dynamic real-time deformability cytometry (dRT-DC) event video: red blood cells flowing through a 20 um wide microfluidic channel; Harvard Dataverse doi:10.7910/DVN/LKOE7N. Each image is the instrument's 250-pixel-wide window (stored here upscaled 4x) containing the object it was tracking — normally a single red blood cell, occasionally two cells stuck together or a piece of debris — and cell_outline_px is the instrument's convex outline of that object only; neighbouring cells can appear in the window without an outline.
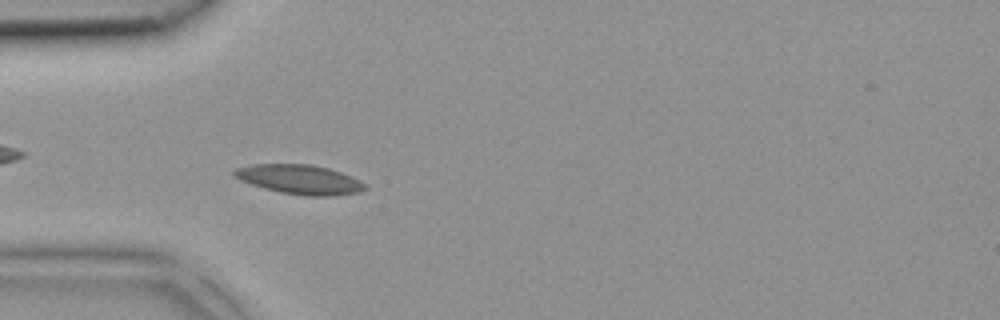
{"species": "common noctule bat (a hibernating species)", "species_latin": "Nyctalus noctula", "temperature_condition": "room temperature", "stored_images_in_passage": 4, "camera_frame_rate_fps": 3000, "um_per_image_px": 0.085, "animal": {"sex": "female", "body_mass_g": 18.4}, "frame": {"image": 1, "passage_image": 4, "time_ms": 1.0, "image_size_px": [1000, 320], "cell_outline_px": [[368, 188], [360, 192], [336, 196], [304, 196], [280, 192], [264, 188], [240, 180], [232, 176], [232, 172], [236, 168], [252, 164], [312, 164], [328, 168], [352, 176], [368, 184]], "centroid_in_image_um": [25.51, 15.26], "position_along_channel_um": 59.5, "area_um2": 22.72}}